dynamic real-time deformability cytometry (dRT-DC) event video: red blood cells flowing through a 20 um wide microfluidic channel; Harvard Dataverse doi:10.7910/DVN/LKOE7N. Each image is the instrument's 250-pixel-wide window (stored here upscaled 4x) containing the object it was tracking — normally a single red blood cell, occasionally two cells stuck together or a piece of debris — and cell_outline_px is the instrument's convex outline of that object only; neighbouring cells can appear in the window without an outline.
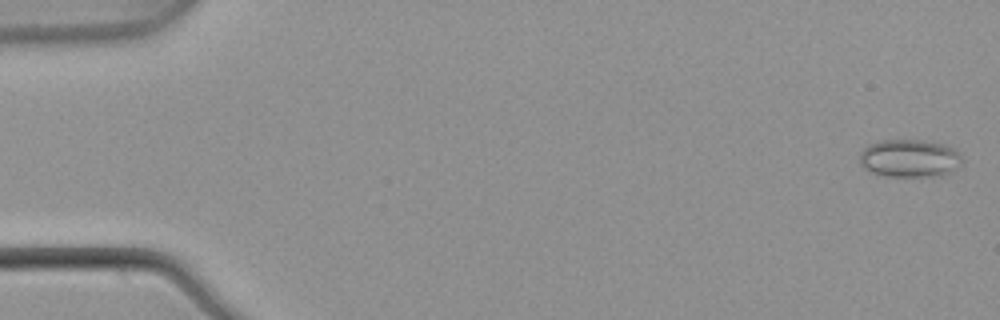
{"species": "common noctule bat (a hibernating species)", "species_latin": "Nyctalus noctula", "temperature_condition": "warm", "stored_images_in_passage": 54, "camera_frame_rate_fps": 3000, "um_per_image_px": 0.085, "animal": {"sex": "male", "body_mass_g": 21.5, "forearm_length_mm": 52.0}, "frame": {"image": 1, "passage_image": 2, "time_ms": 0.333, "image_size_px": [1000, 320], "cell_outline_px": [[964, 164], [940, 176], [880, 176], [868, 172], [860, 164], [860, 152], [868, 144], [880, 140], [920, 140], [940, 144], [952, 148], [964, 160]], "centroid_in_image_um": [77.27, 13.47], "position_along_channel_um": 7.7, "area_um2": 22.72}}
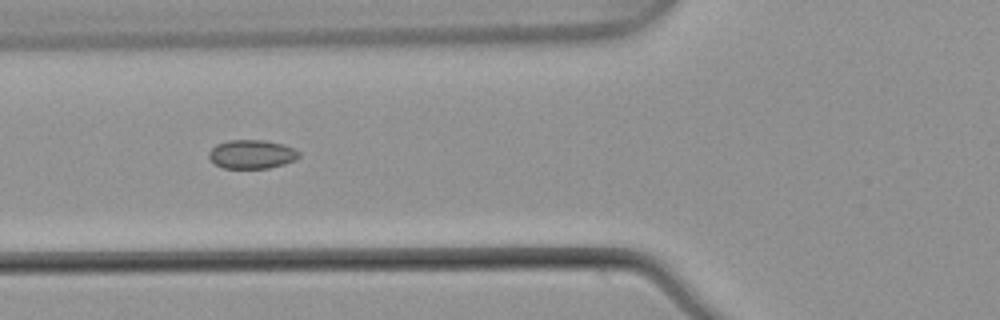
{"frame": {"image": 2, "passage_image": 21, "time_ms": 6.667, "image_size_px": [1000, 320], "cell_outline_px": [[300, 156], [296, 160], [284, 164], [268, 168], [224, 168], [216, 164], [208, 156], [208, 152], [216, 144], [228, 140], [264, 140], [284, 144], [300, 152]], "centroid_in_image_um": [21.41, 13.1], "position_along_channel_um": 104.4, "area_um2": 15.14}}
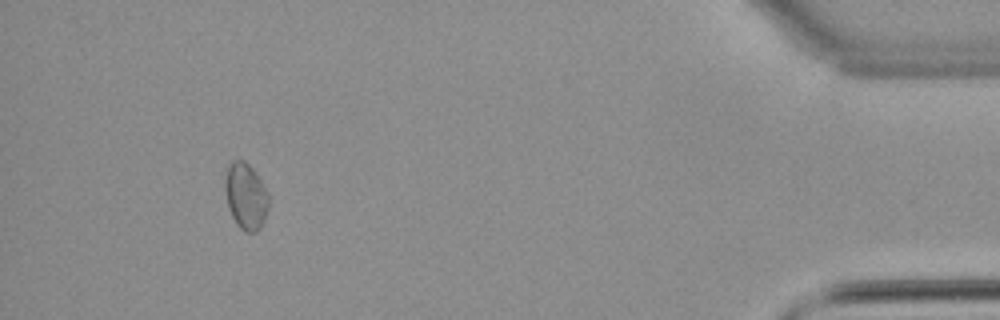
{"frame": {"image": 3, "passage_image": 50, "time_ms": 16.333, "image_size_px": [1000, 320], "cell_outline_px": [[268, 208], [264, 220], [260, 228], [256, 232], [244, 232], [236, 224], [228, 208], [224, 188], [224, 180], [228, 168], [232, 160], [244, 160], [252, 168], [268, 192]], "centroid_in_image_um": [20.88, 16.69], "position_along_channel_um": 414.3, "area_um2": 16.88}, "authors_computed_cell_mechanics": {"area_um2": 15.6927, "velocity_mm_per_s": 3.8788, "shape_relaxation_time_tau1_ms": null, "shape_relaxation_time_tau2_ms": 2.9237, "deformation_change_tau1": null, "deformation_change_tau2": 0.0583}}